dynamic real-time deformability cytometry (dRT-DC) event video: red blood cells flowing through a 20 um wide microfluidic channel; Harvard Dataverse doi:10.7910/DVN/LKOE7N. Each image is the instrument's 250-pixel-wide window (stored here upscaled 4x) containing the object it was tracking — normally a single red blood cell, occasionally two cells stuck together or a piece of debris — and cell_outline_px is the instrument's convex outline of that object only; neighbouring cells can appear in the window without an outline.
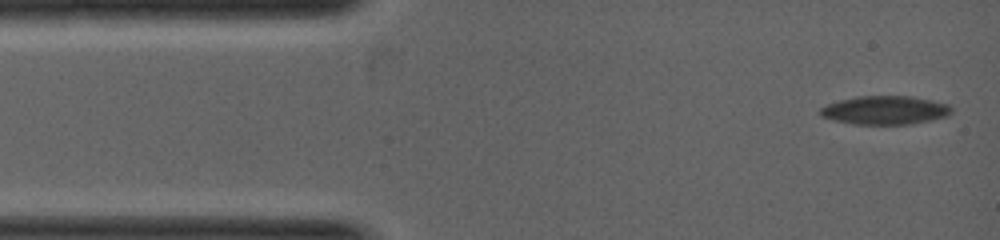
{"species": "common noctule bat (a hibernating species)", "species_latin": "Nyctalus noctula", "temperature_condition": "warm", "stored_images_in_passage": 10, "camera_frame_rate_fps": 5000, "um_per_image_px": 0.085, "animal": {"sex": "female", "body_mass_g": 19.0, "forearm_length_mm": 53.3}, "frame": {"image": 1, "passage_image": 1, "time_ms": 0.0, "image_size_px": [1000, 240], "cell_outline_px": [[952, 112], [948, 116], [932, 120], [912, 124], [852, 124], [832, 120], [820, 116], [820, 108], [828, 104], [840, 100], [856, 96], [912, 96], [932, 100], [948, 104], [952, 108]], "centroid_in_image_um": [75.24, 9.37], "position_along_channel_um": 9.8, "area_um2": 22.02}}
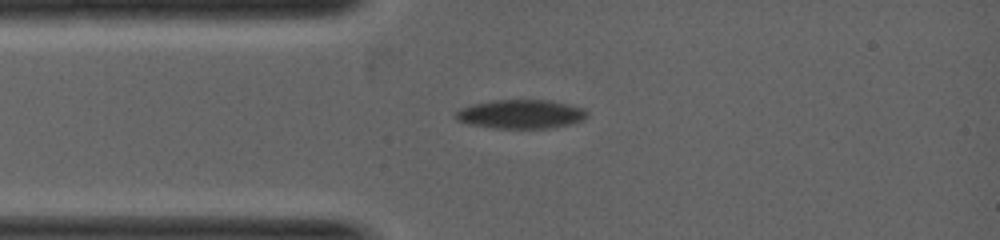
{"frame": {"image": 2, "passage_image": 6, "time_ms": 1.4, "image_size_px": [1000, 240], "cell_outline_px": [[588, 116], [584, 120], [568, 124], [548, 128], [492, 128], [468, 124], [456, 120], [452, 116], [460, 108], [468, 104], [496, 100], [552, 100], [584, 108], [588, 112]], "centroid_in_image_um": [44.23, 9.69], "position_along_channel_um": 40.8, "area_um2": 22.43}}
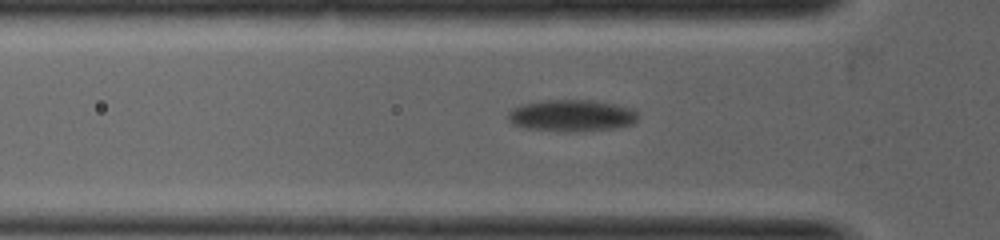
{"frame": {"image": 3, "passage_image": 9, "time_ms": 2.0, "image_size_px": [1000, 240], "cell_outline_px": [[636, 120], [632, 124], [612, 128], [584, 132], [564, 132], [524, 128], [512, 124], [508, 120], [508, 112], [512, 108], [520, 104], [540, 100], [592, 100], [616, 104], [632, 108], [636, 112]], "centroid_in_image_um": [48.53, 9.83], "position_along_channel_um": 77.3, "area_um2": 24.39}}